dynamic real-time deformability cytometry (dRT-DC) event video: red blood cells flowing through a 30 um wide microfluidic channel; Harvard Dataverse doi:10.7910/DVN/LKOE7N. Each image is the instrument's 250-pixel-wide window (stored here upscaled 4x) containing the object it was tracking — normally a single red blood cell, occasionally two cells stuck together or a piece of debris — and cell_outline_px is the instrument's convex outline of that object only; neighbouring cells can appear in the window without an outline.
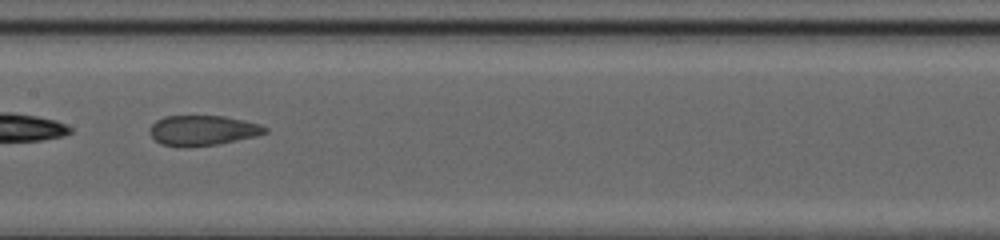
{"species": "common noctule bat (a hibernating species)", "species_latin": "Nyctalus noctula", "temperature_condition": "cold", "stored_images_in_passage": 15, "camera_frame_rate_fps": 3000, "um_per_image_px": 0.085, "animal": {"sex": "female", "body_mass_g": 20.0, "forearm_length_mm": 54.0}, "frame": {"image": 1, "passage_image": 9, "time_ms": 2.667, "image_size_px": [1000, 240], "cell_outline_px": [[268, 132], [252, 136], [216, 144], [160, 144], [152, 136], [152, 124], [156, 120], [164, 116], [224, 116], [260, 124], [268, 128]], "centroid_in_image_um": [17.26, 11.03], "position_along_channel_um": 190.1, "area_um2": 19.13}}